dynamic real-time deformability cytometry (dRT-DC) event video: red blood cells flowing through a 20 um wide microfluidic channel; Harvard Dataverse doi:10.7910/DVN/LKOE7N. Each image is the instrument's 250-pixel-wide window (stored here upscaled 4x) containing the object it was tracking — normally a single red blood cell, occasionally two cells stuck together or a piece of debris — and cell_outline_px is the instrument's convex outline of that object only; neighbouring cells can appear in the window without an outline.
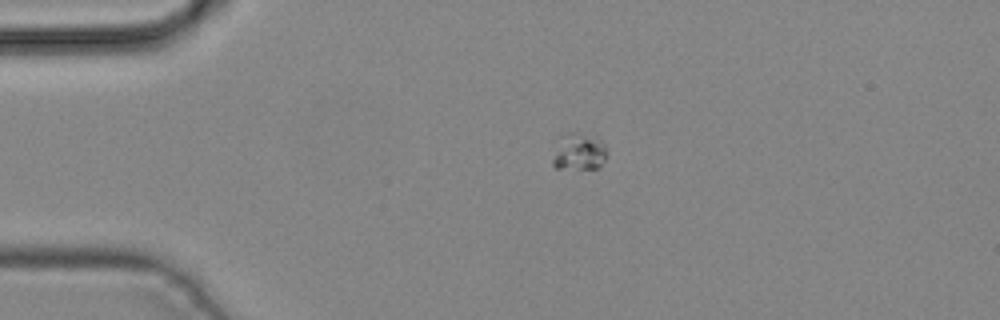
{"species": "common noctule bat (a hibernating species)", "species_latin": "Nyctalus noctula", "temperature_condition": "cold", "stored_images_in_passage": 4, "camera_frame_rate_fps": 3000, "um_per_image_px": 0.085, "animal": {"sex": "male", "body_mass_g": 19.2, "forearm_length_mm": 51.8}, "frame": {"image": 1, "passage_image": 4, "time_ms": 1.0, "image_size_px": [1000, 320], "cell_outline_px": [[608, 152], [600, 168], [556, 168], [552, 164], [552, 160], [556, 136], [568, 132], [576, 132], [600, 140], [604, 144]], "centroid_in_image_um": [49.15, 12.88], "position_along_channel_um": 35.9, "area_um2": 11.96}}